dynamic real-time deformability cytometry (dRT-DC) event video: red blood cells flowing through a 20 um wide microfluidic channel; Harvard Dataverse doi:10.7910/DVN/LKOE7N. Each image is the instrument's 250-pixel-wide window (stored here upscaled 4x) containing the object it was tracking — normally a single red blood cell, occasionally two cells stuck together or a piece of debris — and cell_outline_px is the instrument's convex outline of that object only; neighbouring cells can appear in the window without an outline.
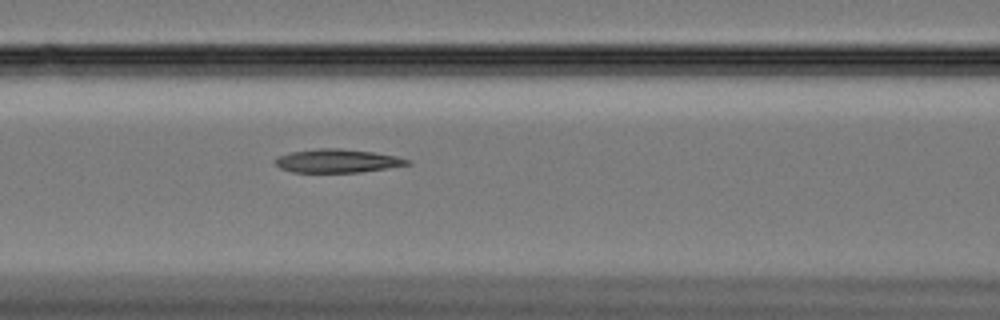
{"species": "Egyptian fruit bat (a non-hibernating species)", "species_latin": "Rousettus aegyptiacus", "temperature_condition": "cold", "stored_images_in_passage": 55, "camera_frame_rate_fps": 3000, "um_per_image_px": 0.085, "animal": {"sex": "female"}, "frame": {"image": 1, "passage_image": 21, "time_ms": 6.667, "image_size_px": [1000, 320], "cell_outline_px": [[412, 164], [360, 172], [292, 172], [280, 168], [272, 160], [280, 156], [292, 152], [316, 148], [340, 148], [372, 152], [396, 156], [412, 160]], "centroid_in_image_um": [28.68, 13.67], "position_along_channel_um": 137.9, "area_um2": 18.03}}
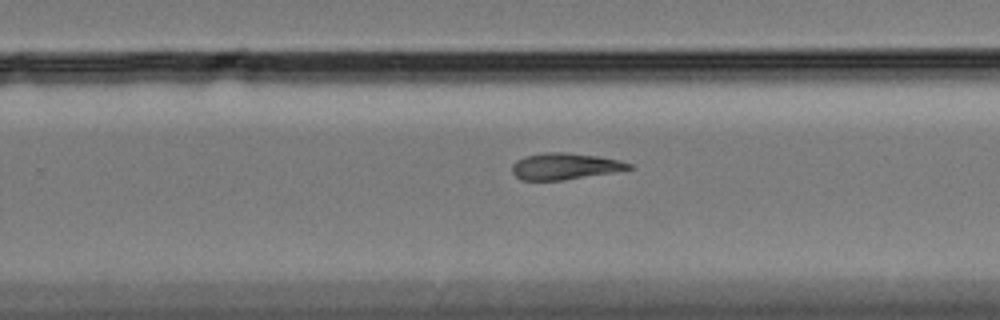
{"frame": {"image": 2, "passage_image": 34, "time_ms": 11.0, "image_size_px": [1000, 320], "cell_outline_px": [[636, 168], [564, 180], [524, 180], [516, 176], [512, 172], [512, 164], [516, 160], [524, 156], [544, 152], [564, 152], [596, 156], [620, 160], [632, 164]], "centroid_in_image_um": [48.01, 14.13], "position_along_channel_um": 281.8, "area_um2": 17.98}}
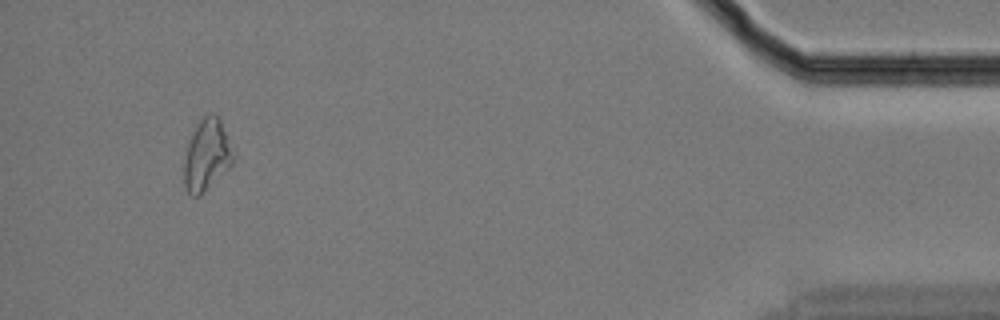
{"frame": {"image": 3, "passage_image": 52, "time_ms": 17.0, "image_size_px": [1000, 320], "cell_outline_px": [[232, 164], [228, 168], [196, 196], [192, 196], [188, 192], [184, 184], [184, 160], [188, 144], [200, 120], [208, 112], [212, 112], [220, 116], [232, 156]], "centroid_in_image_um": [17.54, 13.13], "position_along_channel_um": 417.7, "area_um2": 19.42}, "authors_computed_cell_mechanics": {"area_um2": 18.8428, "velocity_mm_per_s": 3.3315, "shape_relaxation_time_tau1_ms": null, "shape_relaxation_time_tau2_ms": 5.1341, "deformation_change_tau1": null, "deformation_change_tau2": 0.1395}}